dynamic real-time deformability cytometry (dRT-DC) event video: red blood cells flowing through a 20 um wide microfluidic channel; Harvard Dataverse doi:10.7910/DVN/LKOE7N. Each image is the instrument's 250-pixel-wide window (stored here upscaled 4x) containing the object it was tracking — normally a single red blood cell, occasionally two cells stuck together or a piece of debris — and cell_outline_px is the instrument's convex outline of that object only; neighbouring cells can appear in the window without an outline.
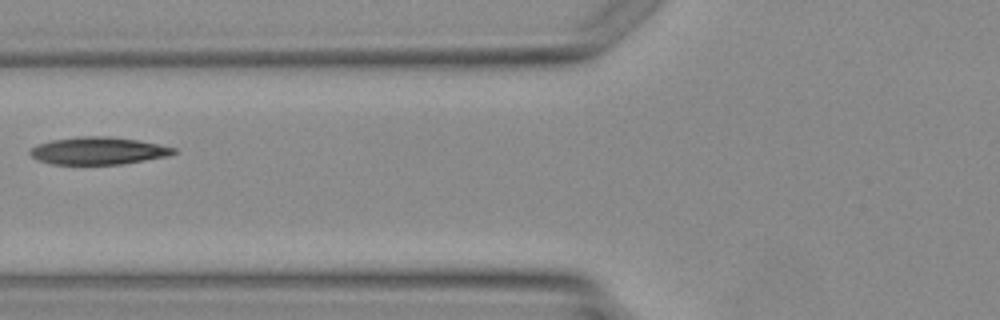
{"species": "Egyptian fruit bat (a non-hibernating species)", "species_latin": "Rousettus aegyptiacus", "temperature_condition": "warm", "stored_images_in_passage": 3, "camera_frame_rate_fps": 3000, "um_per_image_px": 0.085, "animal": {"sex": "female"}, "frame": {"image": 1, "passage_image": 3, "time_ms": 2.667, "image_size_px": [1000, 320], "cell_outline_px": [[176, 152], [168, 156], [120, 164], [52, 164], [36, 160], [28, 152], [36, 144], [52, 140], [76, 136], [108, 136], [136, 140], [160, 144], [176, 148]], "centroid_in_image_um": [8.32, 12.81], "position_along_channel_um": 117.5, "area_um2": 22.95}}